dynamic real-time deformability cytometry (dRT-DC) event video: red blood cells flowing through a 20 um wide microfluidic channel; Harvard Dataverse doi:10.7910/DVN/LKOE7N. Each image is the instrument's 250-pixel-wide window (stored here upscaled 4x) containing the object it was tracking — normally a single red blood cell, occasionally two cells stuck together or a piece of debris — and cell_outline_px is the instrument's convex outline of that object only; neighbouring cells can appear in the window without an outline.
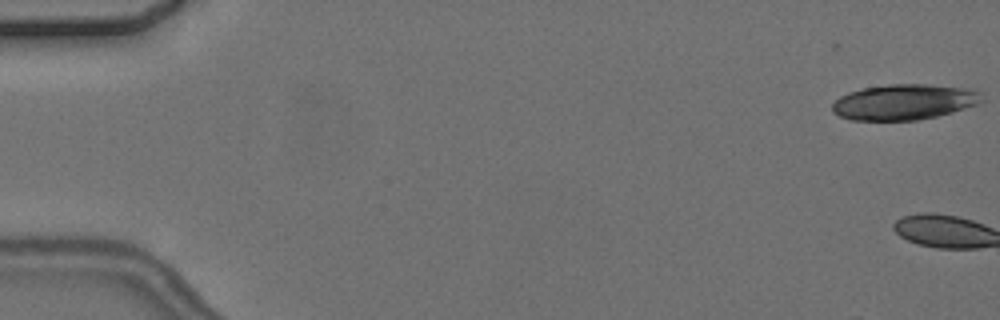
{"species": "common noctule bat (a hibernating species)", "species_latin": "Nyctalus noctula", "temperature_condition": "cold", "stored_images_in_passage": 7, "camera_frame_rate_fps": 3000, "um_per_image_px": 0.085, "animal": {"sex": "female", "body_mass_g": 24.6, "forearm_length_mm": 56.2}, "frame": {"image": 1, "passage_image": 1, "time_ms": 0.0, "image_size_px": [1000, 320], "cell_outline_px": [[984, 100], [976, 104], [952, 112], [936, 116], [916, 120], [848, 120], [832, 112], [832, 104], [840, 96], [848, 92], [864, 88], [892, 84], [928, 84], [964, 88], [980, 92]], "centroid_in_image_um": [76.81, 8.67], "position_along_channel_um": 8.2, "area_um2": 30.81}}